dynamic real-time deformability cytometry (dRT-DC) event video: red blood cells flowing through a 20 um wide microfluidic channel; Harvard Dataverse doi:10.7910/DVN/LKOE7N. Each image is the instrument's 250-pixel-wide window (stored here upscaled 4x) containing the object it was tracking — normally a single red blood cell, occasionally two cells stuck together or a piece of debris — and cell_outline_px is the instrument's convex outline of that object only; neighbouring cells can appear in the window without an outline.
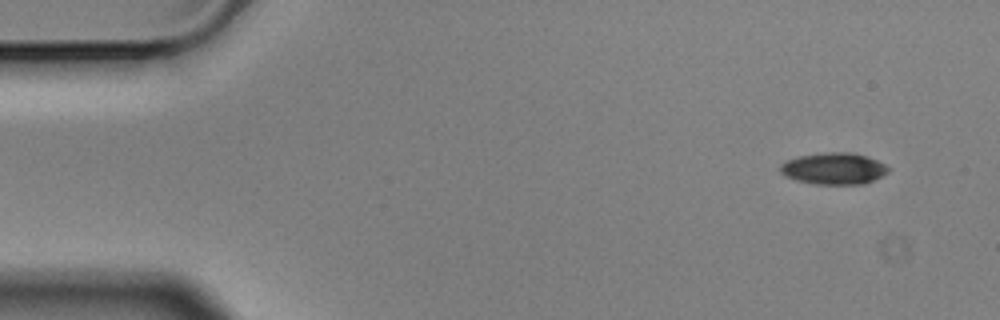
{"species": "Egyptian fruit bat (a non-hibernating species)", "species_latin": "Rousettus aegyptiacus", "temperature_condition": "cold", "stored_images_in_passage": 6, "segment_of_instrument_passage": [2, 2], "camera_frame_rate_fps": 3000, "um_per_image_px": 0.085, "animal": {"sex": "male"}, "frame": {"image": 1, "passage_image": 6, "time_ms": 1.667, "image_size_px": [1000, 320], "cell_outline_px": [[888, 172], [864, 184], [816, 184], [796, 180], [784, 176], [780, 172], [780, 164], [796, 156], [824, 152], [852, 152], [868, 156], [884, 164], [888, 168]], "centroid_in_image_um": [70.83, 14.31], "position_along_channel_um": 14.2, "area_um2": 19.94}}